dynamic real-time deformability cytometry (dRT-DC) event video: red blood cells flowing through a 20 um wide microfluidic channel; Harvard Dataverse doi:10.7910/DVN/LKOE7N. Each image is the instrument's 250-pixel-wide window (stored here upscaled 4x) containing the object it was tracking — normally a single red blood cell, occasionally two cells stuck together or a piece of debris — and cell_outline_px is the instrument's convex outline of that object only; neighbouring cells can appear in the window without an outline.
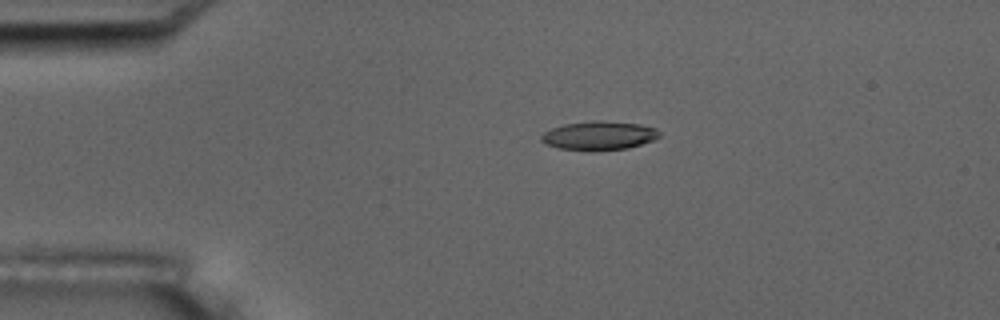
{"species": "common noctule bat (a hibernating species)", "species_latin": "Nyctalus noctula", "temperature_condition": "room temperature", "stored_images_in_passage": 8, "camera_frame_rate_fps": 3000, "um_per_image_px": 0.085, "animal": {"sex": "male", "body_mass_g": 17.5, "forearm_length_mm": 52.3}, "frame": {"image": 1, "passage_image": 4, "time_ms": 3.667, "image_size_px": [1000, 320], "cell_outline_px": [[660, 136], [652, 140], [628, 148], [592, 152], [556, 148], [544, 144], [540, 140], [540, 136], [544, 132], [552, 128], [564, 124], [596, 120], [600, 120], [640, 124], [656, 128], [660, 132]], "centroid_in_image_um": [50.87, 11.54], "position_along_channel_um": 34.1, "area_um2": 20.17}}
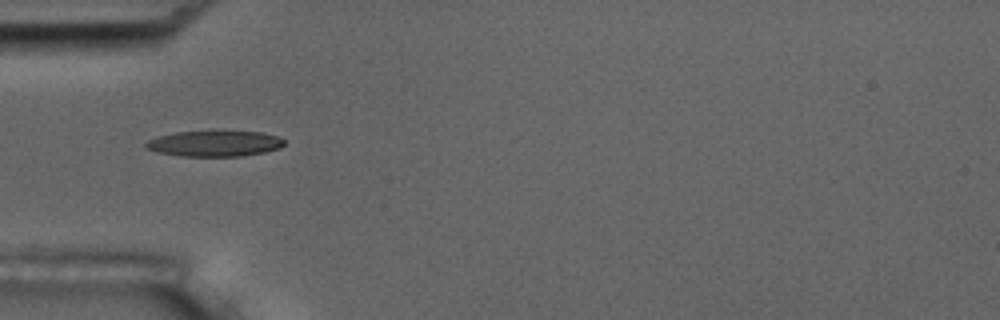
{"frame": {"image": 2, "passage_image": 5, "time_ms": 5.667, "image_size_px": [1000, 320], "cell_outline_px": [[284, 144], [280, 148], [264, 152], [240, 156], [180, 156], [156, 152], [144, 148], [144, 144], [148, 140], [160, 136], [176, 132], [212, 128], [260, 132], [276, 136], [284, 140]], "centroid_in_image_um": [18.21, 12.15], "position_along_channel_um": 66.8, "area_um2": 21.68}}
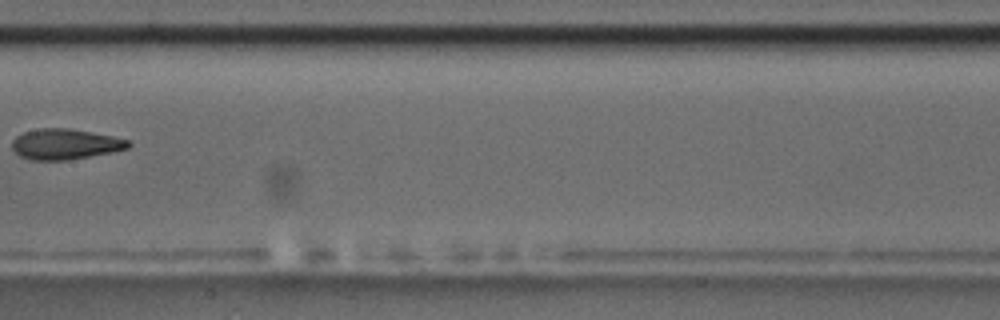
{"frame": {"image": 3, "passage_image": 8, "time_ms": 9.333, "image_size_px": [1000, 320], "cell_outline_px": [[132, 144], [128, 148], [112, 152], [68, 160], [28, 160], [20, 156], [12, 148], [12, 140], [16, 136], [24, 132], [40, 128], [68, 128], [112, 136], [128, 140]], "centroid_in_image_um": [5.51, 12.26], "position_along_channel_um": 201.9, "area_um2": 20.63}}